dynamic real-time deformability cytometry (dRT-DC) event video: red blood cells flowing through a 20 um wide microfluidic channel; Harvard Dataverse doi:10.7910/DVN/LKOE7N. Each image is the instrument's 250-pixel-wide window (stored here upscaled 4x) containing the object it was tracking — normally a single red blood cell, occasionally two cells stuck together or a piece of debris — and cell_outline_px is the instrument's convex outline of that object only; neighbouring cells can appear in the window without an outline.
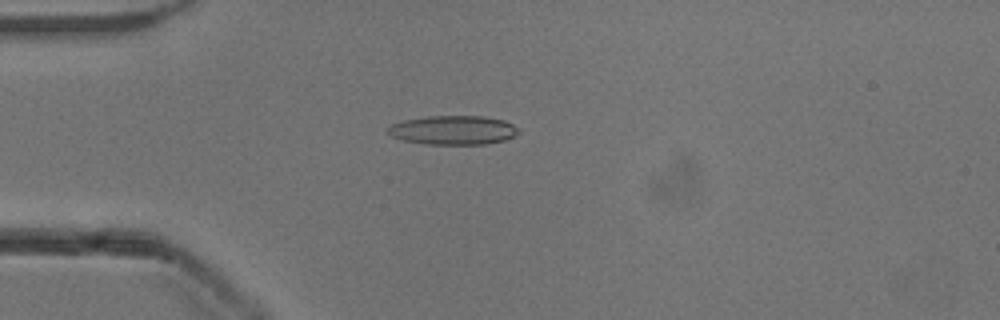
{"species": "common noctule bat (a hibernating species)", "species_latin": "Nyctalus noctula", "temperature_condition": "cold", "stored_images_in_passage": 47, "camera_frame_rate_fps": 3000, "um_per_image_px": 0.085, "animal": {"sex": "male", "body_mass_g": 13.3}, "frame": {"image": 1, "passage_image": 9, "time_ms": 2.667, "image_size_px": [1000, 320], "cell_outline_px": [[520, 132], [504, 140], [484, 144], [428, 144], [404, 140], [392, 136], [384, 128], [392, 124], [404, 120], [428, 116], [484, 116], [504, 120], [520, 128]], "centroid_in_image_um": [38.52, 11.05], "position_along_channel_um": 46.5, "area_um2": 22.08}}
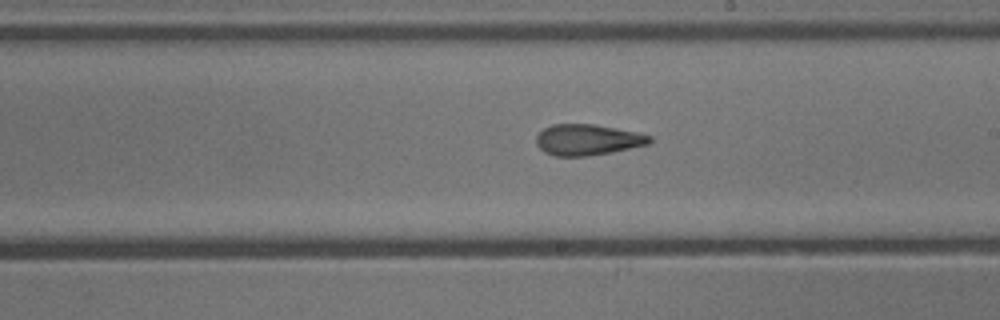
{"frame": {"image": 2, "passage_image": 25, "time_ms": 8.0, "image_size_px": [1000, 320], "cell_outline_px": [[652, 140], [648, 144], [612, 152], [584, 156], [556, 156], [544, 152], [536, 144], [536, 136], [544, 128], [552, 124], [592, 124], [636, 132], [652, 136]], "centroid_in_image_um": [49.92, 11.88], "position_along_channel_um": 239.1, "area_um2": 20.29}}
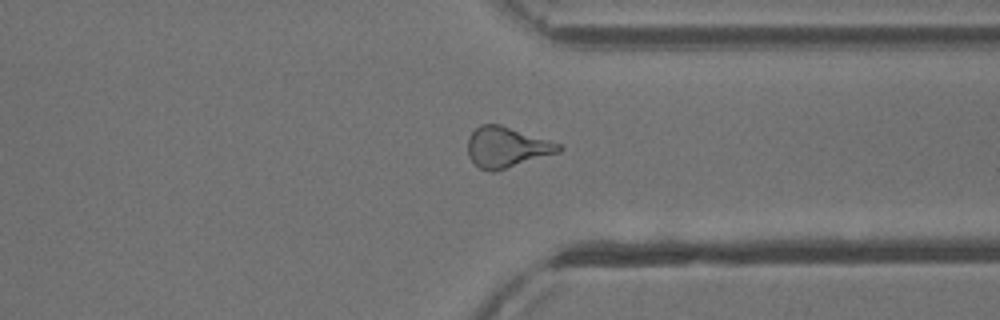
{"frame": {"image": 3, "passage_image": 35, "time_ms": 11.333, "image_size_px": [1000, 320], "cell_outline_px": [[564, 148], [560, 152], [492, 172], [480, 168], [468, 156], [468, 136], [480, 124], [500, 124], [560, 144]], "centroid_in_image_um": [43.05, 12.5], "position_along_channel_um": 368.3, "area_um2": 21.21}, "authors_computed_cell_mechanics": {"area_um2": 21.2126, "velocity_mm_per_s": 3.9099, "shape_relaxation_time_tau1_ms": null, "shape_relaxation_time_tau2_ms": 3.2051, "deformation_change_tau1": null, "deformation_change_tau2": 0.1303}}